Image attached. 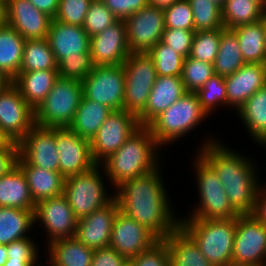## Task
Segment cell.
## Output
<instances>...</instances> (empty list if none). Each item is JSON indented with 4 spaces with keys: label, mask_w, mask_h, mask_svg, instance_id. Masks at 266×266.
I'll return each mask as SVG.
<instances>
[{
    "label": "cell",
    "mask_w": 266,
    "mask_h": 266,
    "mask_svg": "<svg viewBox=\"0 0 266 266\" xmlns=\"http://www.w3.org/2000/svg\"><path fill=\"white\" fill-rule=\"evenodd\" d=\"M159 170L122 182L112 194L122 213L163 240L180 226V218L173 213Z\"/></svg>",
    "instance_id": "obj_1"
},
{
    "label": "cell",
    "mask_w": 266,
    "mask_h": 266,
    "mask_svg": "<svg viewBox=\"0 0 266 266\" xmlns=\"http://www.w3.org/2000/svg\"><path fill=\"white\" fill-rule=\"evenodd\" d=\"M211 138L205 139L198 154L217 173L233 209L239 215L252 214L261 186L255 171L256 164L245 155L228 148V145Z\"/></svg>",
    "instance_id": "obj_2"
},
{
    "label": "cell",
    "mask_w": 266,
    "mask_h": 266,
    "mask_svg": "<svg viewBox=\"0 0 266 266\" xmlns=\"http://www.w3.org/2000/svg\"><path fill=\"white\" fill-rule=\"evenodd\" d=\"M161 146L148 126H140L125 143L100 165L113 187L159 168L157 152ZM103 165V166H102Z\"/></svg>",
    "instance_id": "obj_3"
},
{
    "label": "cell",
    "mask_w": 266,
    "mask_h": 266,
    "mask_svg": "<svg viewBox=\"0 0 266 266\" xmlns=\"http://www.w3.org/2000/svg\"><path fill=\"white\" fill-rule=\"evenodd\" d=\"M180 227L213 266H231L236 218L181 219Z\"/></svg>",
    "instance_id": "obj_4"
},
{
    "label": "cell",
    "mask_w": 266,
    "mask_h": 266,
    "mask_svg": "<svg viewBox=\"0 0 266 266\" xmlns=\"http://www.w3.org/2000/svg\"><path fill=\"white\" fill-rule=\"evenodd\" d=\"M196 92H186L149 125L152 136L161 146L180 139L206 119Z\"/></svg>",
    "instance_id": "obj_5"
},
{
    "label": "cell",
    "mask_w": 266,
    "mask_h": 266,
    "mask_svg": "<svg viewBox=\"0 0 266 266\" xmlns=\"http://www.w3.org/2000/svg\"><path fill=\"white\" fill-rule=\"evenodd\" d=\"M82 98V82L58 77L45 100L35 109V124L69 128Z\"/></svg>",
    "instance_id": "obj_6"
},
{
    "label": "cell",
    "mask_w": 266,
    "mask_h": 266,
    "mask_svg": "<svg viewBox=\"0 0 266 266\" xmlns=\"http://www.w3.org/2000/svg\"><path fill=\"white\" fill-rule=\"evenodd\" d=\"M197 156V157H196ZM195 156V176L200 197L190 216L180 219H232L239 214L231 206L222 181L215 170L199 155Z\"/></svg>",
    "instance_id": "obj_7"
},
{
    "label": "cell",
    "mask_w": 266,
    "mask_h": 266,
    "mask_svg": "<svg viewBox=\"0 0 266 266\" xmlns=\"http://www.w3.org/2000/svg\"><path fill=\"white\" fill-rule=\"evenodd\" d=\"M101 165L90 170L65 178L63 195L72 208L75 216L80 219L104 207L114 199L107 193Z\"/></svg>",
    "instance_id": "obj_8"
},
{
    "label": "cell",
    "mask_w": 266,
    "mask_h": 266,
    "mask_svg": "<svg viewBox=\"0 0 266 266\" xmlns=\"http://www.w3.org/2000/svg\"><path fill=\"white\" fill-rule=\"evenodd\" d=\"M125 92L123 109L138 117L147 105L157 72L147 53H130L123 63Z\"/></svg>",
    "instance_id": "obj_9"
},
{
    "label": "cell",
    "mask_w": 266,
    "mask_h": 266,
    "mask_svg": "<svg viewBox=\"0 0 266 266\" xmlns=\"http://www.w3.org/2000/svg\"><path fill=\"white\" fill-rule=\"evenodd\" d=\"M266 225L253 214L238 215L231 266H264Z\"/></svg>",
    "instance_id": "obj_10"
},
{
    "label": "cell",
    "mask_w": 266,
    "mask_h": 266,
    "mask_svg": "<svg viewBox=\"0 0 266 266\" xmlns=\"http://www.w3.org/2000/svg\"><path fill=\"white\" fill-rule=\"evenodd\" d=\"M83 96L113 111L123 110L125 73L123 65L95 66L83 79Z\"/></svg>",
    "instance_id": "obj_11"
},
{
    "label": "cell",
    "mask_w": 266,
    "mask_h": 266,
    "mask_svg": "<svg viewBox=\"0 0 266 266\" xmlns=\"http://www.w3.org/2000/svg\"><path fill=\"white\" fill-rule=\"evenodd\" d=\"M140 127L138 118L126 110H116L106 118L90 141L91 156L100 165L116 152Z\"/></svg>",
    "instance_id": "obj_12"
},
{
    "label": "cell",
    "mask_w": 266,
    "mask_h": 266,
    "mask_svg": "<svg viewBox=\"0 0 266 266\" xmlns=\"http://www.w3.org/2000/svg\"><path fill=\"white\" fill-rule=\"evenodd\" d=\"M124 21L130 53H147L161 41L165 30L163 9L148 4Z\"/></svg>",
    "instance_id": "obj_13"
},
{
    "label": "cell",
    "mask_w": 266,
    "mask_h": 266,
    "mask_svg": "<svg viewBox=\"0 0 266 266\" xmlns=\"http://www.w3.org/2000/svg\"><path fill=\"white\" fill-rule=\"evenodd\" d=\"M35 125V110L25 101L18 88L11 82L0 91V127L14 143Z\"/></svg>",
    "instance_id": "obj_14"
},
{
    "label": "cell",
    "mask_w": 266,
    "mask_h": 266,
    "mask_svg": "<svg viewBox=\"0 0 266 266\" xmlns=\"http://www.w3.org/2000/svg\"><path fill=\"white\" fill-rule=\"evenodd\" d=\"M160 239L146 226L120 210L113 221L109 247L127 260L151 249Z\"/></svg>",
    "instance_id": "obj_15"
},
{
    "label": "cell",
    "mask_w": 266,
    "mask_h": 266,
    "mask_svg": "<svg viewBox=\"0 0 266 266\" xmlns=\"http://www.w3.org/2000/svg\"><path fill=\"white\" fill-rule=\"evenodd\" d=\"M41 221L46 229L48 244L74 237L78 218L64 195L41 200L35 204L34 223Z\"/></svg>",
    "instance_id": "obj_16"
},
{
    "label": "cell",
    "mask_w": 266,
    "mask_h": 266,
    "mask_svg": "<svg viewBox=\"0 0 266 266\" xmlns=\"http://www.w3.org/2000/svg\"><path fill=\"white\" fill-rule=\"evenodd\" d=\"M55 141V128L34 125L18 143L17 160L30 165L59 172V154Z\"/></svg>",
    "instance_id": "obj_17"
},
{
    "label": "cell",
    "mask_w": 266,
    "mask_h": 266,
    "mask_svg": "<svg viewBox=\"0 0 266 266\" xmlns=\"http://www.w3.org/2000/svg\"><path fill=\"white\" fill-rule=\"evenodd\" d=\"M55 141L59 154V172L66 178L84 173L94 167L90 141L69 128H55Z\"/></svg>",
    "instance_id": "obj_18"
},
{
    "label": "cell",
    "mask_w": 266,
    "mask_h": 266,
    "mask_svg": "<svg viewBox=\"0 0 266 266\" xmlns=\"http://www.w3.org/2000/svg\"><path fill=\"white\" fill-rule=\"evenodd\" d=\"M90 53L96 66L123 65L130 55L125 21L117 20L90 37Z\"/></svg>",
    "instance_id": "obj_19"
},
{
    "label": "cell",
    "mask_w": 266,
    "mask_h": 266,
    "mask_svg": "<svg viewBox=\"0 0 266 266\" xmlns=\"http://www.w3.org/2000/svg\"><path fill=\"white\" fill-rule=\"evenodd\" d=\"M118 211V202L114 198L104 207L78 219L74 237L94 250L109 247L112 225Z\"/></svg>",
    "instance_id": "obj_20"
},
{
    "label": "cell",
    "mask_w": 266,
    "mask_h": 266,
    "mask_svg": "<svg viewBox=\"0 0 266 266\" xmlns=\"http://www.w3.org/2000/svg\"><path fill=\"white\" fill-rule=\"evenodd\" d=\"M7 24L25 40L45 39L52 18L28 0H6Z\"/></svg>",
    "instance_id": "obj_21"
},
{
    "label": "cell",
    "mask_w": 266,
    "mask_h": 266,
    "mask_svg": "<svg viewBox=\"0 0 266 266\" xmlns=\"http://www.w3.org/2000/svg\"><path fill=\"white\" fill-rule=\"evenodd\" d=\"M224 78L227 106L238 111L256 91L266 86V64L245 63L235 73Z\"/></svg>",
    "instance_id": "obj_22"
},
{
    "label": "cell",
    "mask_w": 266,
    "mask_h": 266,
    "mask_svg": "<svg viewBox=\"0 0 266 266\" xmlns=\"http://www.w3.org/2000/svg\"><path fill=\"white\" fill-rule=\"evenodd\" d=\"M47 39L57 64L66 57H83L90 51V37L83 26L52 19Z\"/></svg>",
    "instance_id": "obj_23"
},
{
    "label": "cell",
    "mask_w": 266,
    "mask_h": 266,
    "mask_svg": "<svg viewBox=\"0 0 266 266\" xmlns=\"http://www.w3.org/2000/svg\"><path fill=\"white\" fill-rule=\"evenodd\" d=\"M185 93L186 90L181 77L157 76L145 110L137 117L140 126H148Z\"/></svg>",
    "instance_id": "obj_24"
},
{
    "label": "cell",
    "mask_w": 266,
    "mask_h": 266,
    "mask_svg": "<svg viewBox=\"0 0 266 266\" xmlns=\"http://www.w3.org/2000/svg\"><path fill=\"white\" fill-rule=\"evenodd\" d=\"M16 164L26 176L35 203L63 195L65 177L60 172L30 165L26 160H16Z\"/></svg>",
    "instance_id": "obj_25"
},
{
    "label": "cell",
    "mask_w": 266,
    "mask_h": 266,
    "mask_svg": "<svg viewBox=\"0 0 266 266\" xmlns=\"http://www.w3.org/2000/svg\"><path fill=\"white\" fill-rule=\"evenodd\" d=\"M58 77V70L19 72L12 83L35 110L45 100Z\"/></svg>",
    "instance_id": "obj_26"
},
{
    "label": "cell",
    "mask_w": 266,
    "mask_h": 266,
    "mask_svg": "<svg viewBox=\"0 0 266 266\" xmlns=\"http://www.w3.org/2000/svg\"><path fill=\"white\" fill-rule=\"evenodd\" d=\"M26 176L16 164L0 177V207L35 209Z\"/></svg>",
    "instance_id": "obj_27"
},
{
    "label": "cell",
    "mask_w": 266,
    "mask_h": 266,
    "mask_svg": "<svg viewBox=\"0 0 266 266\" xmlns=\"http://www.w3.org/2000/svg\"><path fill=\"white\" fill-rule=\"evenodd\" d=\"M49 266H91L94 249L75 237L56 240L47 245Z\"/></svg>",
    "instance_id": "obj_28"
},
{
    "label": "cell",
    "mask_w": 266,
    "mask_h": 266,
    "mask_svg": "<svg viewBox=\"0 0 266 266\" xmlns=\"http://www.w3.org/2000/svg\"><path fill=\"white\" fill-rule=\"evenodd\" d=\"M163 241L169 250L171 266H213L180 226Z\"/></svg>",
    "instance_id": "obj_29"
},
{
    "label": "cell",
    "mask_w": 266,
    "mask_h": 266,
    "mask_svg": "<svg viewBox=\"0 0 266 266\" xmlns=\"http://www.w3.org/2000/svg\"><path fill=\"white\" fill-rule=\"evenodd\" d=\"M237 36L246 63L266 64L265 16L261 21L231 29Z\"/></svg>",
    "instance_id": "obj_30"
},
{
    "label": "cell",
    "mask_w": 266,
    "mask_h": 266,
    "mask_svg": "<svg viewBox=\"0 0 266 266\" xmlns=\"http://www.w3.org/2000/svg\"><path fill=\"white\" fill-rule=\"evenodd\" d=\"M237 112L254 142L263 145L266 142V86L256 91Z\"/></svg>",
    "instance_id": "obj_31"
},
{
    "label": "cell",
    "mask_w": 266,
    "mask_h": 266,
    "mask_svg": "<svg viewBox=\"0 0 266 266\" xmlns=\"http://www.w3.org/2000/svg\"><path fill=\"white\" fill-rule=\"evenodd\" d=\"M112 111L109 107L83 96L69 129L91 141Z\"/></svg>",
    "instance_id": "obj_32"
},
{
    "label": "cell",
    "mask_w": 266,
    "mask_h": 266,
    "mask_svg": "<svg viewBox=\"0 0 266 266\" xmlns=\"http://www.w3.org/2000/svg\"><path fill=\"white\" fill-rule=\"evenodd\" d=\"M25 39L10 25L0 27V71L11 81L18 75Z\"/></svg>",
    "instance_id": "obj_33"
},
{
    "label": "cell",
    "mask_w": 266,
    "mask_h": 266,
    "mask_svg": "<svg viewBox=\"0 0 266 266\" xmlns=\"http://www.w3.org/2000/svg\"><path fill=\"white\" fill-rule=\"evenodd\" d=\"M34 226V209L0 207V244L28 237L27 231Z\"/></svg>",
    "instance_id": "obj_34"
},
{
    "label": "cell",
    "mask_w": 266,
    "mask_h": 266,
    "mask_svg": "<svg viewBox=\"0 0 266 266\" xmlns=\"http://www.w3.org/2000/svg\"><path fill=\"white\" fill-rule=\"evenodd\" d=\"M265 5L259 0H226L222 6V19L226 29L261 21Z\"/></svg>",
    "instance_id": "obj_35"
},
{
    "label": "cell",
    "mask_w": 266,
    "mask_h": 266,
    "mask_svg": "<svg viewBox=\"0 0 266 266\" xmlns=\"http://www.w3.org/2000/svg\"><path fill=\"white\" fill-rule=\"evenodd\" d=\"M245 63L236 34L225 28L221 33L219 50L213 64L214 73L226 77L235 73Z\"/></svg>",
    "instance_id": "obj_36"
},
{
    "label": "cell",
    "mask_w": 266,
    "mask_h": 266,
    "mask_svg": "<svg viewBox=\"0 0 266 266\" xmlns=\"http://www.w3.org/2000/svg\"><path fill=\"white\" fill-rule=\"evenodd\" d=\"M41 70H58V64L48 39L25 40L23 59L19 72Z\"/></svg>",
    "instance_id": "obj_37"
},
{
    "label": "cell",
    "mask_w": 266,
    "mask_h": 266,
    "mask_svg": "<svg viewBox=\"0 0 266 266\" xmlns=\"http://www.w3.org/2000/svg\"><path fill=\"white\" fill-rule=\"evenodd\" d=\"M193 12L195 32L225 28L222 7L212 0H188Z\"/></svg>",
    "instance_id": "obj_38"
},
{
    "label": "cell",
    "mask_w": 266,
    "mask_h": 266,
    "mask_svg": "<svg viewBox=\"0 0 266 266\" xmlns=\"http://www.w3.org/2000/svg\"><path fill=\"white\" fill-rule=\"evenodd\" d=\"M147 54L155 64L157 76L181 77L185 58L176 53L170 46L160 41Z\"/></svg>",
    "instance_id": "obj_39"
},
{
    "label": "cell",
    "mask_w": 266,
    "mask_h": 266,
    "mask_svg": "<svg viewBox=\"0 0 266 266\" xmlns=\"http://www.w3.org/2000/svg\"><path fill=\"white\" fill-rule=\"evenodd\" d=\"M225 28L195 32L188 57L214 64L221 33Z\"/></svg>",
    "instance_id": "obj_40"
},
{
    "label": "cell",
    "mask_w": 266,
    "mask_h": 266,
    "mask_svg": "<svg viewBox=\"0 0 266 266\" xmlns=\"http://www.w3.org/2000/svg\"><path fill=\"white\" fill-rule=\"evenodd\" d=\"M214 74L213 64L190 57L184 59L181 79L186 92H198Z\"/></svg>",
    "instance_id": "obj_41"
},
{
    "label": "cell",
    "mask_w": 266,
    "mask_h": 266,
    "mask_svg": "<svg viewBox=\"0 0 266 266\" xmlns=\"http://www.w3.org/2000/svg\"><path fill=\"white\" fill-rule=\"evenodd\" d=\"M196 93L199 103L207 115L214 111L217 106L227 105L225 78L218 74H214Z\"/></svg>",
    "instance_id": "obj_42"
},
{
    "label": "cell",
    "mask_w": 266,
    "mask_h": 266,
    "mask_svg": "<svg viewBox=\"0 0 266 266\" xmlns=\"http://www.w3.org/2000/svg\"><path fill=\"white\" fill-rule=\"evenodd\" d=\"M117 20L103 0H92L85 17L83 29L89 37H92L104 31Z\"/></svg>",
    "instance_id": "obj_43"
},
{
    "label": "cell",
    "mask_w": 266,
    "mask_h": 266,
    "mask_svg": "<svg viewBox=\"0 0 266 266\" xmlns=\"http://www.w3.org/2000/svg\"><path fill=\"white\" fill-rule=\"evenodd\" d=\"M95 66L89 51L83 54V57H66L62 59L58 63V74L59 77L82 82Z\"/></svg>",
    "instance_id": "obj_44"
},
{
    "label": "cell",
    "mask_w": 266,
    "mask_h": 266,
    "mask_svg": "<svg viewBox=\"0 0 266 266\" xmlns=\"http://www.w3.org/2000/svg\"><path fill=\"white\" fill-rule=\"evenodd\" d=\"M163 11L165 28L194 30L193 12L188 0H177Z\"/></svg>",
    "instance_id": "obj_45"
},
{
    "label": "cell",
    "mask_w": 266,
    "mask_h": 266,
    "mask_svg": "<svg viewBox=\"0 0 266 266\" xmlns=\"http://www.w3.org/2000/svg\"><path fill=\"white\" fill-rule=\"evenodd\" d=\"M91 1L59 0L54 20L65 24L83 26Z\"/></svg>",
    "instance_id": "obj_46"
},
{
    "label": "cell",
    "mask_w": 266,
    "mask_h": 266,
    "mask_svg": "<svg viewBox=\"0 0 266 266\" xmlns=\"http://www.w3.org/2000/svg\"><path fill=\"white\" fill-rule=\"evenodd\" d=\"M128 266H171L166 243L160 240L151 249L129 259Z\"/></svg>",
    "instance_id": "obj_47"
},
{
    "label": "cell",
    "mask_w": 266,
    "mask_h": 266,
    "mask_svg": "<svg viewBox=\"0 0 266 266\" xmlns=\"http://www.w3.org/2000/svg\"><path fill=\"white\" fill-rule=\"evenodd\" d=\"M194 34L195 30L165 28L161 42L187 58L190 55Z\"/></svg>",
    "instance_id": "obj_48"
},
{
    "label": "cell",
    "mask_w": 266,
    "mask_h": 266,
    "mask_svg": "<svg viewBox=\"0 0 266 266\" xmlns=\"http://www.w3.org/2000/svg\"><path fill=\"white\" fill-rule=\"evenodd\" d=\"M24 237L15 240L7 245L8 259L12 260H31L36 266H40L38 259V248L34 239ZM43 266V265H42Z\"/></svg>",
    "instance_id": "obj_49"
},
{
    "label": "cell",
    "mask_w": 266,
    "mask_h": 266,
    "mask_svg": "<svg viewBox=\"0 0 266 266\" xmlns=\"http://www.w3.org/2000/svg\"><path fill=\"white\" fill-rule=\"evenodd\" d=\"M103 2L118 20H125L149 4L148 0H103Z\"/></svg>",
    "instance_id": "obj_50"
},
{
    "label": "cell",
    "mask_w": 266,
    "mask_h": 266,
    "mask_svg": "<svg viewBox=\"0 0 266 266\" xmlns=\"http://www.w3.org/2000/svg\"><path fill=\"white\" fill-rule=\"evenodd\" d=\"M91 266H128V260L116 250L107 247L94 250Z\"/></svg>",
    "instance_id": "obj_51"
},
{
    "label": "cell",
    "mask_w": 266,
    "mask_h": 266,
    "mask_svg": "<svg viewBox=\"0 0 266 266\" xmlns=\"http://www.w3.org/2000/svg\"><path fill=\"white\" fill-rule=\"evenodd\" d=\"M18 149L0 150V177L16 165Z\"/></svg>",
    "instance_id": "obj_52"
},
{
    "label": "cell",
    "mask_w": 266,
    "mask_h": 266,
    "mask_svg": "<svg viewBox=\"0 0 266 266\" xmlns=\"http://www.w3.org/2000/svg\"><path fill=\"white\" fill-rule=\"evenodd\" d=\"M266 185H261L258 189L257 197H256V204L253 211V215L261 221L263 224L266 225Z\"/></svg>",
    "instance_id": "obj_53"
},
{
    "label": "cell",
    "mask_w": 266,
    "mask_h": 266,
    "mask_svg": "<svg viewBox=\"0 0 266 266\" xmlns=\"http://www.w3.org/2000/svg\"><path fill=\"white\" fill-rule=\"evenodd\" d=\"M32 3L38 10H41L43 13L50 16L54 19L57 10L59 0H28Z\"/></svg>",
    "instance_id": "obj_54"
},
{
    "label": "cell",
    "mask_w": 266,
    "mask_h": 266,
    "mask_svg": "<svg viewBox=\"0 0 266 266\" xmlns=\"http://www.w3.org/2000/svg\"><path fill=\"white\" fill-rule=\"evenodd\" d=\"M2 149H18V144L12 142L0 127V150Z\"/></svg>",
    "instance_id": "obj_55"
},
{
    "label": "cell",
    "mask_w": 266,
    "mask_h": 266,
    "mask_svg": "<svg viewBox=\"0 0 266 266\" xmlns=\"http://www.w3.org/2000/svg\"><path fill=\"white\" fill-rule=\"evenodd\" d=\"M175 1L177 0H148V3L157 8L165 9L172 6Z\"/></svg>",
    "instance_id": "obj_56"
},
{
    "label": "cell",
    "mask_w": 266,
    "mask_h": 266,
    "mask_svg": "<svg viewBox=\"0 0 266 266\" xmlns=\"http://www.w3.org/2000/svg\"><path fill=\"white\" fill-rule=\"evenodd\" d=\"M4 266H36L31 260L7 259Z\"/></svg>",
    "instance_id": "obj_57"
},
{
    "label": "cell",
    "mask_w": 266,
    "mask_h": 266,
    "mask_svg": "<svg viewBox=\"0 0 266 266\" xmlns=\"http://www.w3.org/2000/svg\"><path fill=\"white\" fill-rule=\"evenodd\" d=\"M7 24L6 0H0V27Z\"/></svg>",
    "instance_id": "obj_58"
},
{
    "label": "cell",
    "mask_w": 266,
    "mask_h": 266,
    "mask_svg": "<svg viewBox=\"0 0 266 266\" xmlns=\"http://www.w3.org/2000/svg\"><path fill=\"white\" fill-rule=\"evenodd\" d=\"M8 259L7 245L0 244V266H4Z\"/></svg>",
    "instance_id": "obj_59"
},
{
    "label": "cell",
    "mask_w": 266,
    "mask_h": 266,
    "mask_svg": "<svg viewBox=\"0 0 266 266\" xmlns=\"http://www.w3.org/2000/svg\"><path fill=\"white\" fill-rule=\"evenodd\" d=\"M11 82L12 81L0 71V91L3 90Z\"/></svg>",
    "instance_id": "obj_60"
},
{
    "label": "cell",
    "mask_w": 266,
    "mask_h": 266,
    "mask_svg": "<svg viewBox=\"0 0 266 266\" xmlns=\"http://www.w3.org/2000/svg\"><path fill=\"white\" fill-rule=\"evenodd\" d=\"M214 2H216L218 5H220L221 7L225 4L226 0H212Z\"/></svg>",
    "instance_id": "obj_61"
},
{
    "label": "cell",
    "mask_w": 266,
    "mask_h": 266,
    "mask_svg": "<svg viewBox=\"0 0 266 266\" xmlns=\"http://www.w3.org/2000/svg\"><path fill=\"white\" fill-rule=\"evenodd\" d=\"M261 1L264 5L266 4V0H259Z\"/></svg>",
    "instance_id": "obj_62"
}]
</instances>
